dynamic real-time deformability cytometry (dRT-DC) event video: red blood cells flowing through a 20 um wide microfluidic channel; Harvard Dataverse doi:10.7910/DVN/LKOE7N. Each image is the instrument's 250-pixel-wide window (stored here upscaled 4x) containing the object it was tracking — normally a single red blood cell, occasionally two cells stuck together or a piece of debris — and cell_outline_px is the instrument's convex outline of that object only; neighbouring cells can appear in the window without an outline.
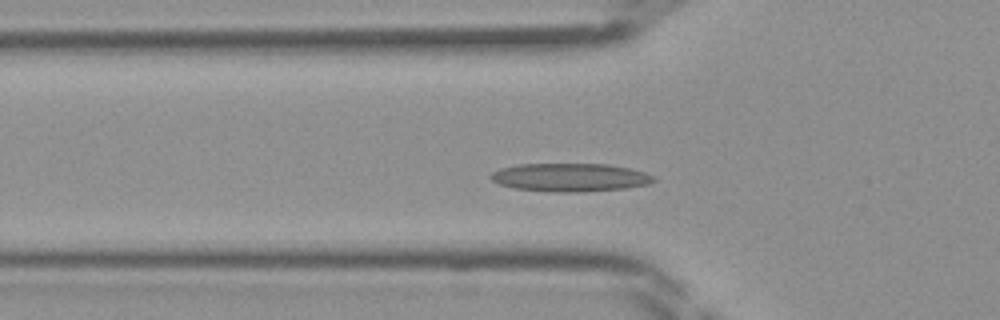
{"species": "Egyptian fruit bat (a non-hibernating species)", "species_latin": "Rousettus aegyptiacus", "temperature_condition": "room temperature", "stored_images_in_passage": 42, "camera_frame_rate_fps": 3000, "um_per_image_px": 0.085, "frame": {"image": 1, "passage_image": 11, "time_ms": 3.333, "image_size_px": [1000, 320], "cell_outline_px": [[656, 180], [648, 184], [624, 188], [576, 192], [552, 192], [516, 188], [500, 184], [492, 180], [488, 176], [492, 172], [500, 168], [516, 164], [608, 164], [628, 168], [644, 172], [656, 176]], "centroid_in_image_um": [48.44, 15.07], "position_along_channel_um": 77.4, "area_um2": 26.76}}
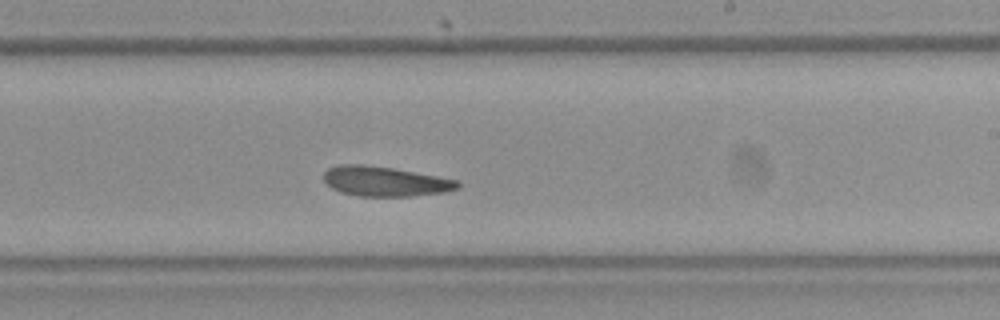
{"frame": {"image": 2, "passage_image": 23, "time_ms": 7.333, "image_size_px": [1000, 320], "cell_outline_px": [[460, 184], [456, 188], [444, 192], [412, 196], [360, 196], [340, 192], [332, 188], [324, 180], [324, 172], [328, 168], [340, 164], [364, 164], [392, 168], [460, 180]], "centroid_in_image_um": [32.71, 15.41], "position_along_channel_um": 256.3, "area_um2": 23.18}}
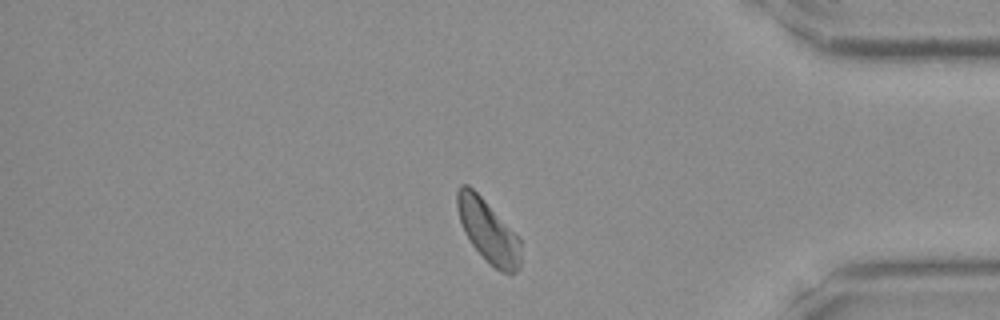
{"frame": {"image": 3, "passage_image": 34, "time_ms": 11.0, "image_size_px": [1000, 320], "cell_outline_px": [[520, 268], [512, 276], [500, 272], [472, 244], [460, 220], [456, 208], [456, 192], [460, 184], [468, 184], [520, 236]], "centroid_in_image_um": [41.52, 19.63], "position_along_channel_um": 393.7, "area_um2": 23.0}}